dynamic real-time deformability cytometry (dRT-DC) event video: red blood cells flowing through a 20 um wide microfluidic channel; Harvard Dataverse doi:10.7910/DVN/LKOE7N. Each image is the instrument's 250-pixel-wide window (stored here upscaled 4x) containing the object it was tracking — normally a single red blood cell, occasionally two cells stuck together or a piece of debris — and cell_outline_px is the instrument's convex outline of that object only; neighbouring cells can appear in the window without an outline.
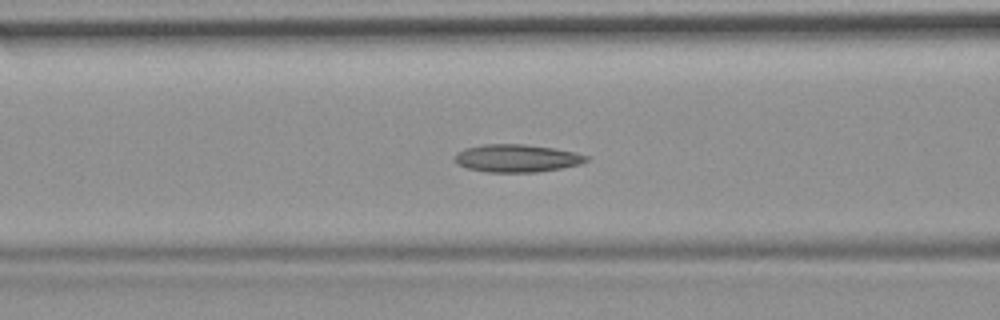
{"species": "common noctule bat (a hibernating species)", "species_latin": "Nyctalus noctula", "temperature_condition": "room temperature", "stored_images_in_passage": 48, "camera_frame_rate_fps": 3000, "um_per_image_px": 0.085, "animal": {"sex": "female", "body_mass_g": 19.9}, "frame": {"image": 1, "passage_image": 14, "time_ms": 4.333, "image_size_px": [1000, 320], "cell_outline_px": [[588, 160], [580, 164], [560, 168], [536, 172], [488, 172], [468, 168], [456, 164], [452, 160], [456, 152], [464, 148], [484, 144], [524, 144], [552, 148], [576, 152], [588, 156]], "centroid_in_image_um": [43.87, 13.44], "position_along_channel_um": 122.7, "area_um2": 21.33}}
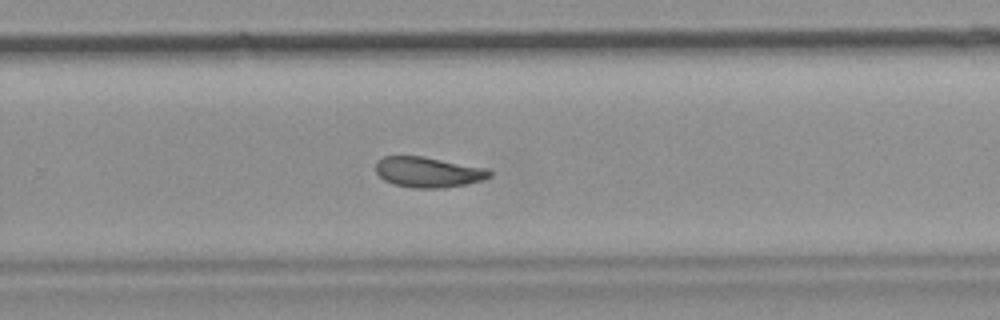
{"frame": {"image": 2, "passage_image": 28, "time_ms": 9.0, "image_size_px": [1000, 320], "cell_outline_px": [[492, 176], [484, 180], [468, 184], [444, 188], [412, 188], [396, 184], [384, 180], [376, 172], [376, 164], [384, 156], [420, 156], [488, 168], [492, 172]], "centroid_in_image_um": [36.45, 14.64], "position_along_channel_um": 293.3, "area_um2": 20.17}, "authors_computed_cell_mechanics": {"area_um2": 20.6635, "velocity_mm_per_s": 3.6708, "shape_relaxation_time_tau1_ms": 8.2944, "shape_relaxation_time_tau2_ms": 4.9658, "deformation_change_tau1": 0.1842, "deformation_change_tau2": 0.0888}}